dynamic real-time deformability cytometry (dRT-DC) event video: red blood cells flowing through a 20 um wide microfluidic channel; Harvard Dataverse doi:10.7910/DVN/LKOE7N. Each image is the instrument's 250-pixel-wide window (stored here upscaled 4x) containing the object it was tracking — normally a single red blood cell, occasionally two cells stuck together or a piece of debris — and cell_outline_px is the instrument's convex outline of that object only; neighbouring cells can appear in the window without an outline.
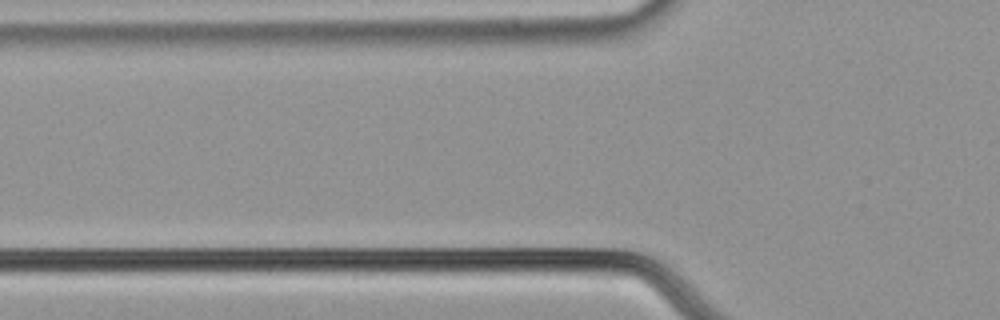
{"species": "common noctule bat (a hibernating species)", "species_latin": "Nyctalus noctula", "temperature_condition": "cold", "stored_images_in_passage": 13, "segment_of_instrument_passage": [2, 2], "camera_frame_rate_fps": 3000, "um_per_image_px": 0.085, "animal": {"sex": "male", "body_mass_g": 21.5, "forearm_length_mm": 52.0}, "frame": {"image": 1, "passage_image": 13, "time_ms": 4.0, "image_size_px": [1000, 320], "cell_outline_px": [[664, 300], [560, 268], [560, 264], [624, 264], [636, 268], [660, 288], [664, 296]], "centroid_in_image_um": [52.53, 23.54], "position_along_channel_um": 73.3, "area_um2": 11.62}}